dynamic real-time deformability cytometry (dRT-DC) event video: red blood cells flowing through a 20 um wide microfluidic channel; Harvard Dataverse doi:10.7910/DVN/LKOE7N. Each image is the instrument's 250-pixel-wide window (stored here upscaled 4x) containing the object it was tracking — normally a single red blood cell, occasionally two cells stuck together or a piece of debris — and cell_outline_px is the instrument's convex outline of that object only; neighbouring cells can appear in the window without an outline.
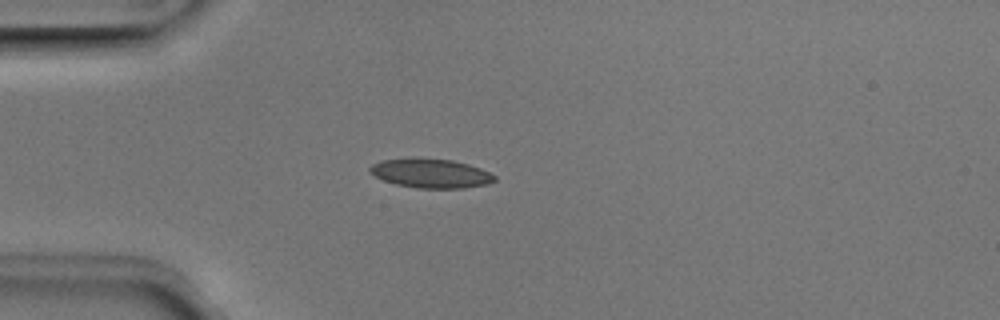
{"species": "Egyptian fruit bat (a non-hibernating species)", "species_latin": "Rousettus aegyptiacus", "temperature_condition": "room temperature", "stored_images_in_passage": 45, "camera_frame_rate_fps": 3000, "um_per_image_px": 0.085, "animal": {"sex": "male"}, "frame": {"image": 1, "passage_image": 11, "time_ms": 3.333, "image_size_px": [1000, 320], "cell_outline_px": [[496, 180], [484, 184], [464, 188], [416, 188], [396, 184], [384, 180], [368, 172], [368, 168], [372, 164], [380, 160], [452, 160], [468, 164], [480, 168], [496, 176]], "centroid_in_image_um": [36.62, 14.76], "position_along_channel_um": 48.4, "area_um2": 20.46}}
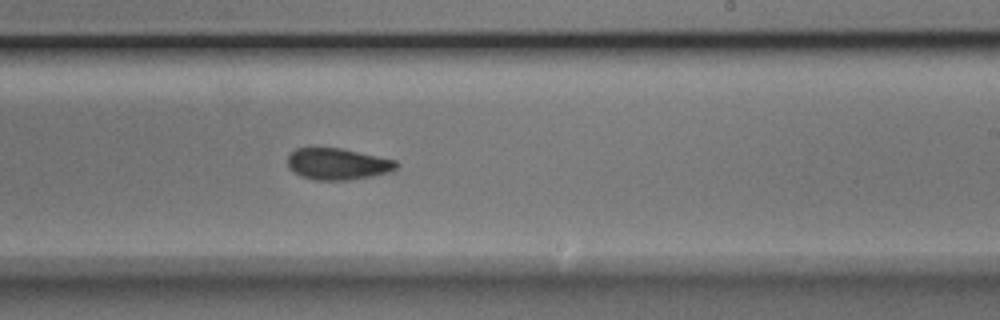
{"frame": {"image": 2, "passage_image": 28, "time_ms": 9.0, "image_size_px": [1000, 320], "cell_outline_px": [[400, 164], [392, 172], [372, 176], [348, 180], [316, 180], [300, 176], [288, 168], [288, 156], [296, 148], [340, 148], [396, 160]], "centroid_in_image_um": [28.72, 13.95], "position_along_channel_um": 260.3, "area_um2": 20.0}}
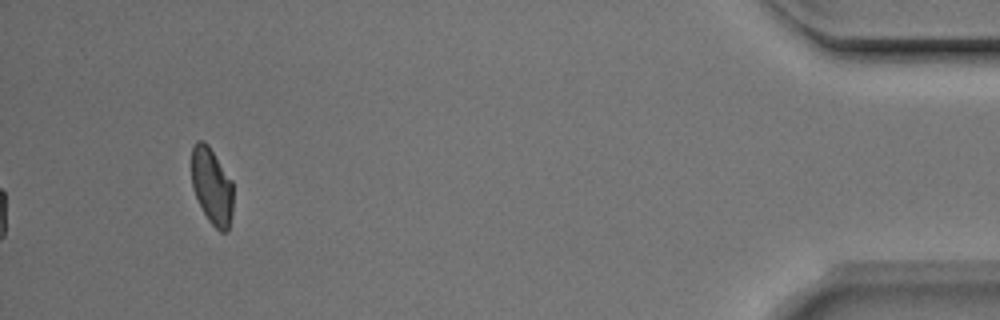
{"frame": {"image": 3, "passage_image": 45, "time_ms": 14.667, "image_size_px": [1000, 320], "cell_outline_px": [[232, 212], [228, 232], [220, 232], [208, 220], [192, 188], [192, 148], [196, 140], [204, 140], [208, 144], [232, 180]], "centroid_in_image_um": [18.01, 15.81], "position_along_channel_um": 417.2, "area_um2": 18.55}, "authors_computed_cell_mechanics": {"area_um2": 20.3456, "velocity_mm_per_s": 3.9997, "shape_relaxation_time_tau1_ms": 2.7042, "shape_relaxation_time_tau2_ms": 1.3983, "deformation_change_tau1": 0.1247, "deformation_change_tau2": 0.0709}}